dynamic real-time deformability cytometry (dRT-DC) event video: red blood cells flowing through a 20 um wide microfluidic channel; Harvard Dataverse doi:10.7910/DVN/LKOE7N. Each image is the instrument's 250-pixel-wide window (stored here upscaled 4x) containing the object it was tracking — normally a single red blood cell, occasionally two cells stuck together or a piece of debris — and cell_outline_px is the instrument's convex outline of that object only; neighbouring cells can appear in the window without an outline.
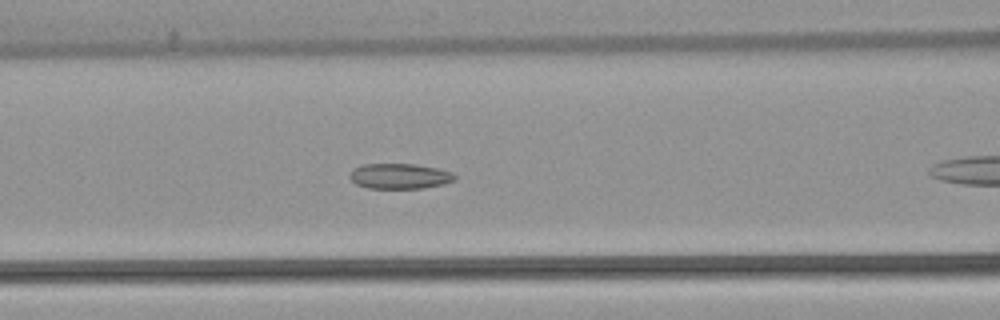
{"species": "common noctule bat (a hibernating species)", "species_latin": "Nyctalus noctula", "temperature_condition": "warm", "stored_images_in_passage": 42, "camera_frame_rate_fps": 3000, "um_per_image_px": 0.085, "animal": {"sex": "female", "body_mass_g": 22.7, "forearm_length_mm": 54.2}, "frame": {"image": 1, "passage_image": 10, "time_ms": 3.0, "image_size_px": [1000, 320], "cell_outline_px": [[456, 180], [444, 184], [424, 188], [368, 188], [356, 184], [348, 176], [352, 168], [360, 164], [416, 164], [436, 168], [452, 172], [456, 176]], "centroid_in_image_um": [33.95, 14.97], "position_along_channel_um": 132.6, "area_um2": 15.66}}
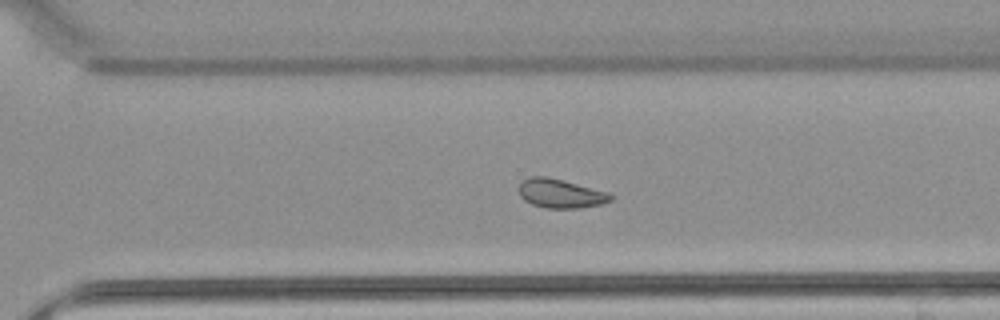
{"frame": {"image": 2, "passage_image": 25, "time_ms": 8.0, "image_size_px": [1000, 320], "cell_outline_px": [[612, 200], [604, 204], [580, 208], [544, 208], [532, 204], [524, 200], [520, 196], [520, 180], [532, 176], [544, 176], [608, 192], [612, 196]], "centroid_in_image_um": [47.63, 16.46], "position_along_channel_um": 323.0, "area_um2": 15.37}}
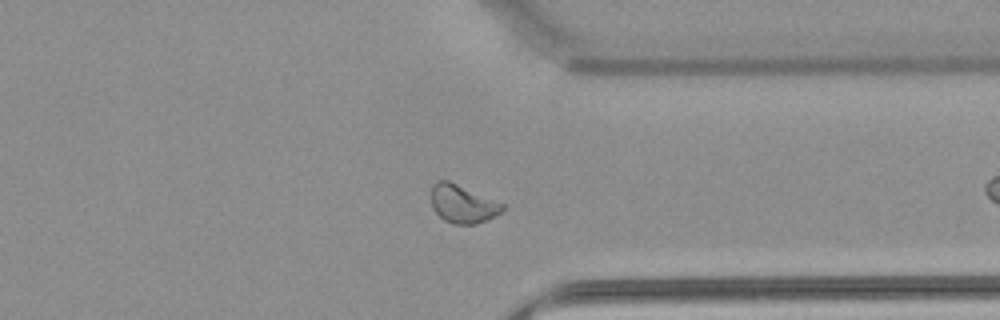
{"frame": {"image": 3, "passage_image": 29, "time_ms": 9.333, "image_size_px": [1000, 320], "cell_outline_px": [[504, 208], [500, 212], [476, 224], [452, 224], [444, 220], [432, 208], [432, 184], [436, 180], [448, 180], [504, 204]], "centroid_in_image_um": [39.28, 17.32], "position_along_channel_um": 372.1, "area_um2": 15.55}, "authors_computed_cell_mechanics": {"area_um2": 16.1262, "velocity_mm_per_s": 3.8107, "shape_relaxation_time_tau1_ms": 5.8545, "shape_relaxation_time_tau2_ms": 2.0846, "deformation_change_tau1": 0.1163, "deformation_change_tau2": 0.0418}}